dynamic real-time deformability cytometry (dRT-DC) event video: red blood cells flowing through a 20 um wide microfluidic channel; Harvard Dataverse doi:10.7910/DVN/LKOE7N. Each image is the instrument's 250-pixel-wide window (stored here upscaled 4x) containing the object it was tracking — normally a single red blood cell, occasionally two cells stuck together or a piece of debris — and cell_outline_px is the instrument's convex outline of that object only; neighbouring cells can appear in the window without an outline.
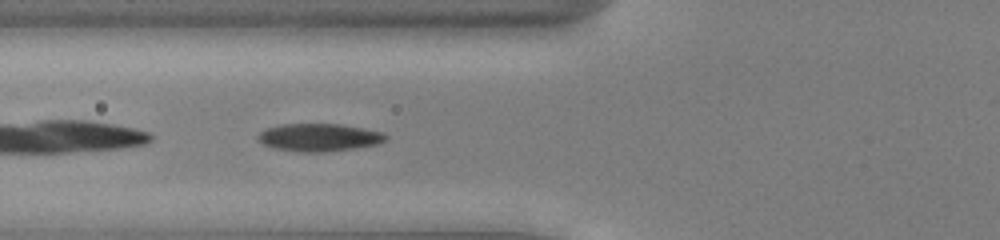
{"species": "common noctule bat (a hibernating species)", "species_latin": "Nyctalus noctula", "temperature_condition": "cold", "stored_images_in_passage": 35, "camera_frame_rate_fps": 3000, "um_per_image_px": 0.085, "animal": {"sex": "male", "body_mass_g": 13.0, "forearm_length_mm": 53.1}, "frame": {"image": 1, "passage_image": 3, "time_ms": 0.667, "image_size_px": [1000, 240], "cell_outline_px": [[388, 136], [384, 140], [376, 144], [328, 152], [300, 152], [272, 148], [256, 140], [256, 136], [264, 128], [280, 124], [340, 124], [364, 128], [380, 132]], "centroid_in_image_um": [27.03, 11.68], "position_along_channel_um": 98.8, "area_um2": 20.69}}
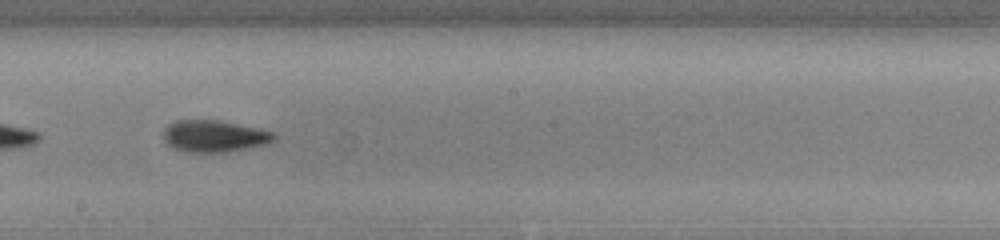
{"frame": {"image": 2, "passage_image": 13, "time_ms": 4.0, "image_size_px": [1000, 240], "cell_outline_px": [[276, 136], [272, 140], [264, 144], [252, 148], [224, 152], [184, 152], [172, 148], [164, 140], [164, 128], [168, 124], [176, 120], [220, 120], [260, 128], [276, 132]], "centroid_in_image_um": [18.21, 11.57], "position_along_channel_um": 230.0, "area_um2": 20.75}}
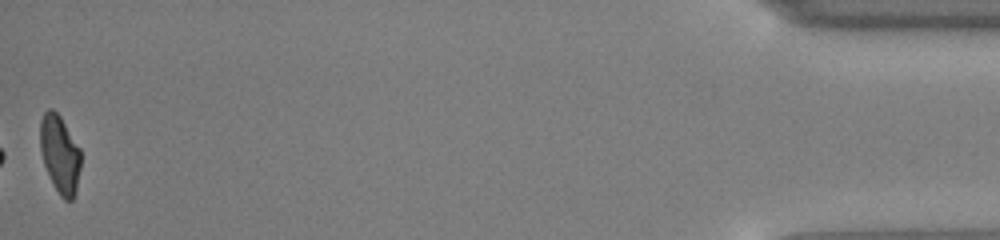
{"frame": {"image": 3, "passage_image": 35, "time_ms": 11.333, "image_size_px": [1000, 240], "cell_outline_px": [[80, 168], [76, 192], [72, 200], [64, 200], [60, 196], [44, 164], [40, 148], [40, 120], [44, 112], [48, 108], [52, 108], [60, 116], [80, 148]], "centroid_in_image_um": [5.09, 13.08], "position_along_channel_um": 430.1, "area_um2": 18.26}, "authors_computed_cell_mechanics": {"area_um2": 19.941, "velocity_mm_per_s": 3.9297, "shape_relaxation_time_tau1_ms": 2.5291, "shape_relaxation_time_tau2_ms": 3.1001, "deformation_change_tau1": 0.104, "deformation_change_tau2": 0.0912}}